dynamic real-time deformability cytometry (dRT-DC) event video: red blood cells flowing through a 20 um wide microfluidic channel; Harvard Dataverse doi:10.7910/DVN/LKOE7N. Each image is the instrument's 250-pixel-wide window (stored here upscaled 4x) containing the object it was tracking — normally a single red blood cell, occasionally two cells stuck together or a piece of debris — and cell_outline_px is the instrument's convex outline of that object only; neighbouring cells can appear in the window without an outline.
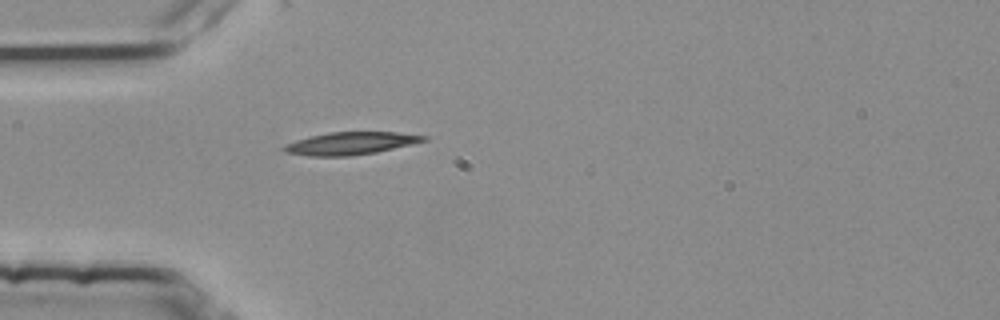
{"species": "common noctule bat (a hibernating species)", "species_latin": "Nyctalus noctula", "temperature_condition": "room temperature", "stored_images_in_passage": 39, "camera_frame_rate_fps": 3000, "um_per_image_px": 0.085, "animal": {"sex": "female", "body_mass_g": 25.1}, "frame": {"image": 1, "passage_image": 1, "time_ms": 0.0, "image_size_px": [1000, 320], "cell_outline_px": [[428, 140], [412, 144], [376, 152], [348, 156], [308, 156], [284, 152], [280, 148], [284, 144], [308, 136], [328, 132], [396, 132], [428, 136]], "centroid_in_image_um": [29.75, 12.18], "position_along_channel_um": 55.2, "area_um2": 18.5}}
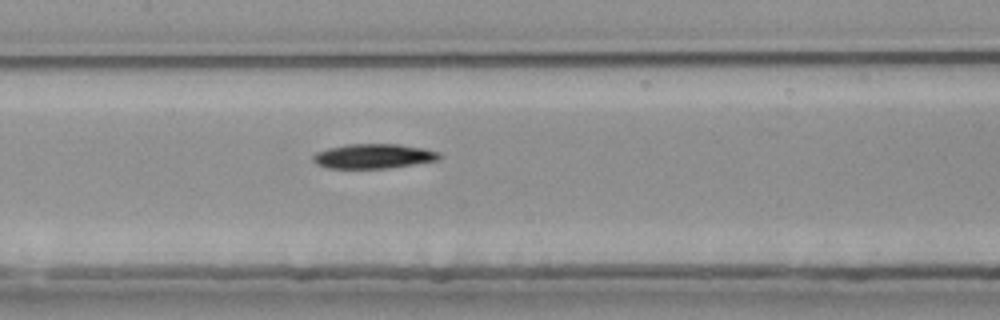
{"frame": {"image": 2, "passage_image": 11, "time_ms": 3.333, "image_size_px": [1000, 320], "cell_outline_px": [[440, 160], [384, 168], [328, 168], [316, 164], [312, 160], [312, 156], [316, 152], [328, 148], [344, 144], [396, 144], [424, 148], [440, 152]], "centroid_in_image_um": [31.72, 13.27], "position_along_channel_um": 175.7, "area_um2": 18.09}}
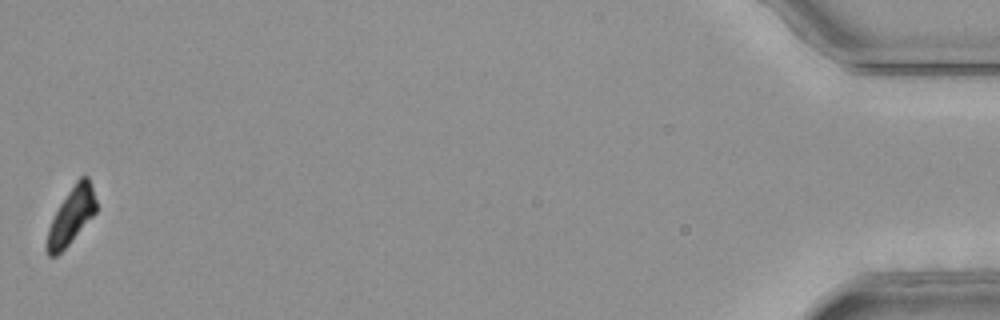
{"frame": {"image": 3, "passage_image": 39, "time_ms": 12.667, "image_size_px": [1000, 320], "cell_outline_px": [[96, 212], [68, 244], [56, 256], [48, 256], [44, 248], [44, 244], [48, 228], [60, 204], [76, 180], [80, 176], [88, 176], [96, 200]], "centroid_in_image_um": [6.02, 18.38], "position_along_channel_um": 429.2, "area_um2": 15.95}, "authors_computed_cell_mechanics": {"area_um2": 18.0336, "velocity_mm_per_s": 3.7898, "shape_relaxation_time_tau1_ms": 8.9078, "shape_relaxation_time_tau2_ms": null, "deformation_change_tau1": 0.2124, "deformation_change_tau2": null}}